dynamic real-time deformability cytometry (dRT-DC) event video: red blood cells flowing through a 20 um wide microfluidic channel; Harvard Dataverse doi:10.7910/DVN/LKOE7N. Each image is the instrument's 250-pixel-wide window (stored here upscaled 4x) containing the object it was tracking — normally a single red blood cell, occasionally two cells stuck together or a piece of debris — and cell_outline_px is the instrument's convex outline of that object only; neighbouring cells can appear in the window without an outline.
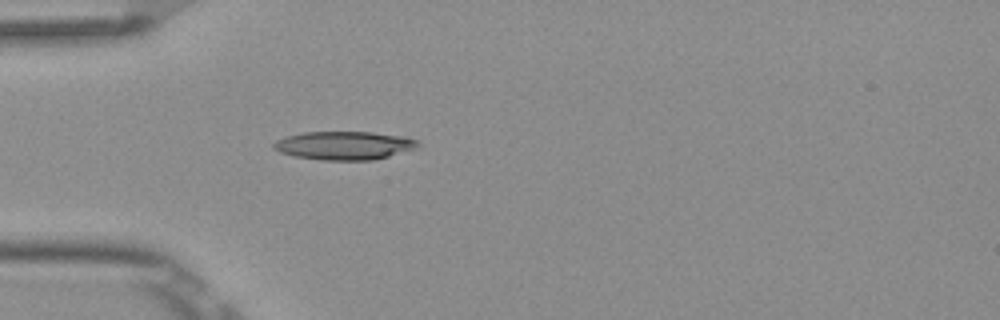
{"species": "Egyptian fruit bat (a non-hibernating species)", "species_latin": "Rousettus aegyptiacus", "temperature_condition": "room temperature", "stored_images_in_passage": 1, "camera_frame_rate_fps": 3000, "um_per_image_px": 0.085, "frame": {"image": 1, "passage_image": 1, "time_ms": 0.0, "image_size_px": [1000, 320], "cell_outline_px": [[420, 144], [416, 148], [388, 156], [372, 160], [320, 160], [296, 156], [280, 152], [272, 148], [272, 144], [276, 140], [288, 136], [304, 132], [372, 132], [404, 136], [420, 140]], "centroid_in_image_um": [29.28, 12.36], "position_along_channel_um": 55.7, "area_um2": 23.87}}